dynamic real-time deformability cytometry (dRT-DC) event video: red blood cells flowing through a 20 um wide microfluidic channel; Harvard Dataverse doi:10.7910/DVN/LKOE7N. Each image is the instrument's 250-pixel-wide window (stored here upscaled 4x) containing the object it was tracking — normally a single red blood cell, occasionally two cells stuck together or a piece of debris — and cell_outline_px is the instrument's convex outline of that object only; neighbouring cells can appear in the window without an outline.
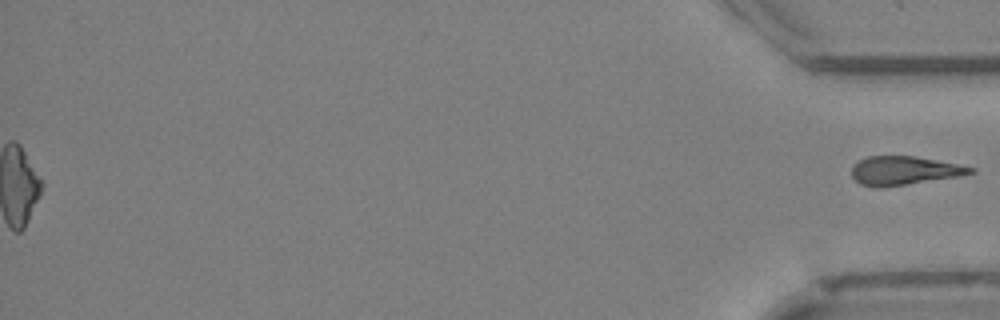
{"species": "Egyptian fruit bat (a non-hibernating species)", "species_latin": "Rousettus aegyptiacus", "temperature_condition": "cold", "stored_images_in_passage": 44, "segment_of_instrument_passage": [2, 2], "camera_frame_rate_fps": 3000, "um_per_image_px": 0.085, "animal": {"sex": "female"}, "frame": {"image": 1, "passage_image": 44, "time_ms": 14.333, "image_size_px": [1000, 320], "cell_outline_px": [[976, 172], [956, 176], [880, 188], [876, 188], [860, 184], [852, 176], [852, 164], [868, 156], [916, 156], [976, 168]], "centroid_in_image_um": [76.8, 14.49], "position_along_channel_um": 358.4, "area_um2": 19.59}}